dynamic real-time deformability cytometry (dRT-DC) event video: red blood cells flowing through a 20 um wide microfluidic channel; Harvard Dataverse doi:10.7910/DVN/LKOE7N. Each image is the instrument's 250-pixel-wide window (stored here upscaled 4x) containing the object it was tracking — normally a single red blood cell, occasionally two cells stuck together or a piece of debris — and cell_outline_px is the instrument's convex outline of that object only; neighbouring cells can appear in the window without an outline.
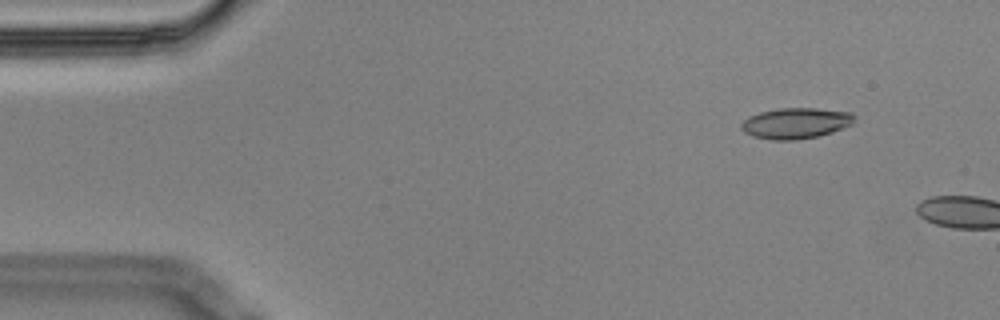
{"species": "Egyptian fruit bat (a non-hibernating species)", "species_latin": "Rousettus aegyptiacus", "temperature_condition": "cold", "stored_images_in_passage": 3, "camera_frame_rate_fps": 3000, "um_per_image_px": 0.085, "animal": {"sex": "male"}, "frame": {"image": 1, "passage_image": 2, "time_ms": 0.333, "image_size_px": [1000, 320], "cell_outline_px": [[856, 116], [852, 124], [832, 132], [816, 136], [796, 140], [772, 140], [752, 136], [744, 132], [740, 128], [740, 124], [748, 116], [760, 112], [780, 108], [816, 108], [852, 112]], "centroid_in_image_um": [67.63, 10.47], "position_along_channel_um": 17.4, "area_um2": 20.4}}